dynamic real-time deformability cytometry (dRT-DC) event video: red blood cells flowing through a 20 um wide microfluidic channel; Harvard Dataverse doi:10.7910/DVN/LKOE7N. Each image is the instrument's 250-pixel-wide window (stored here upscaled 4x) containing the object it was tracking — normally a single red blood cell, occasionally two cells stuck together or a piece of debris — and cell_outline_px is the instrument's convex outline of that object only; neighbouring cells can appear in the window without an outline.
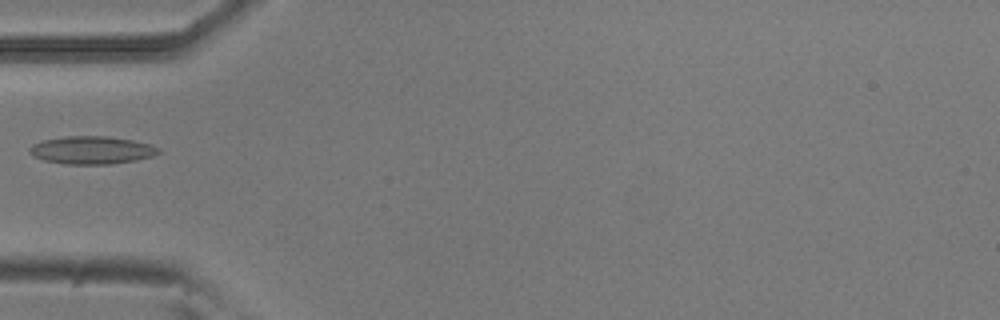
{"species": "common noctule bat (a hibernating species)", "species_latin": "Nyctalus noctula", "temperature_condition": "room temperature", "stored_images_in_passage": 37, "camera_frame_rate_fps": 3000, "um_per_image_px": 0.085, "animal": {"sex": "male", "body_mass_g": 20.5, "forearm_length_mm": 52.5}, "frame": {"image": 1, "passage_image": 1, "time_ms": 0.0, "image_size_px": [1000, 320], "cell_outline_px": [[160, 152], [152, 156], [136, 160], [112, 164], [68, 164], [44, 160], [28, 152], [28, 148], [32, 144], [44, 140], [68, 136], [108, 136], [132, 140], [152, 144], [160, 148]], "centroid_in_image_um": [7.83, 12.75], "position_along_channel_um": 77.2, "area_um2": 20.87}}
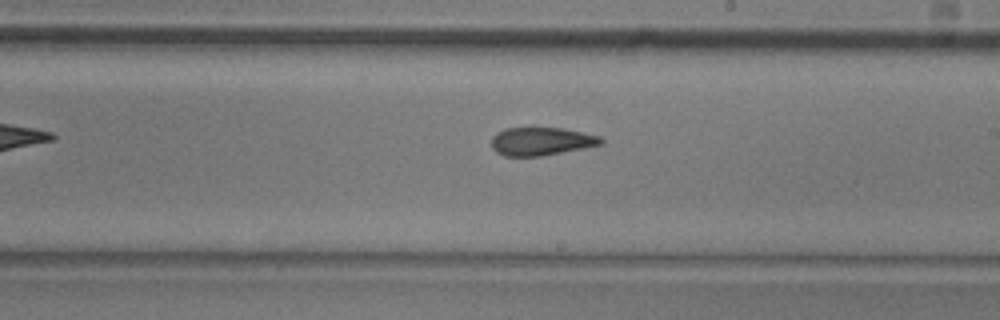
{"frame": {"image": 2, "passage_image": 14, "time_ms": 4.333, "image_size_px": [1000, 320], "cell_outline_px": [[604, 144], [584, 148], [540, 156], [504, 156], [496, 152], [492, 148], [492, 136], [496, 132], [504, 128], [532, 124], [560, 128], [600, 136], [604, 140]], "centroid_in_image_um": [45.96, 11.96], "position_along_channel_um": 243.0, "area_um2": 18.73}}
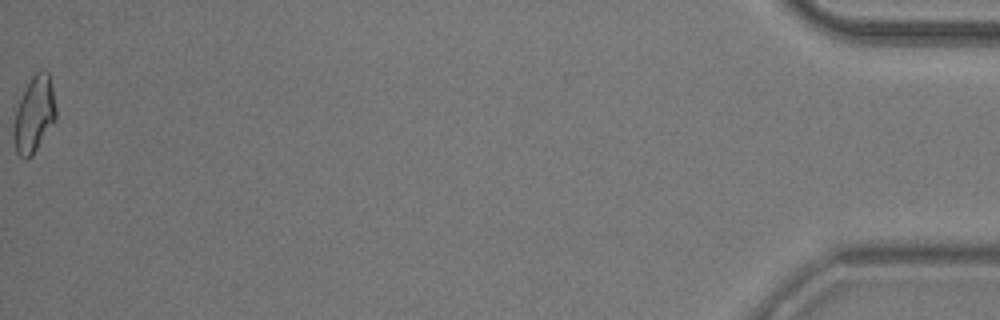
{"frame": {"image": 3, "passage_image": 37, "time_ms": 12.0, "image_size_px": [1000, 320], "cell_outline_px": [[56, 120], [32, 156], [28, 160], [24, 160], [16, 152], [12, 136], [12, 132], [16, 108], [32, 76], [36, 72], [48, 72], [52, 88], [56, 108]], "centroid_in_image_um": [2.89, 9.81], "position_along_channel_um": 432.3, "area_um2": 18.67}}